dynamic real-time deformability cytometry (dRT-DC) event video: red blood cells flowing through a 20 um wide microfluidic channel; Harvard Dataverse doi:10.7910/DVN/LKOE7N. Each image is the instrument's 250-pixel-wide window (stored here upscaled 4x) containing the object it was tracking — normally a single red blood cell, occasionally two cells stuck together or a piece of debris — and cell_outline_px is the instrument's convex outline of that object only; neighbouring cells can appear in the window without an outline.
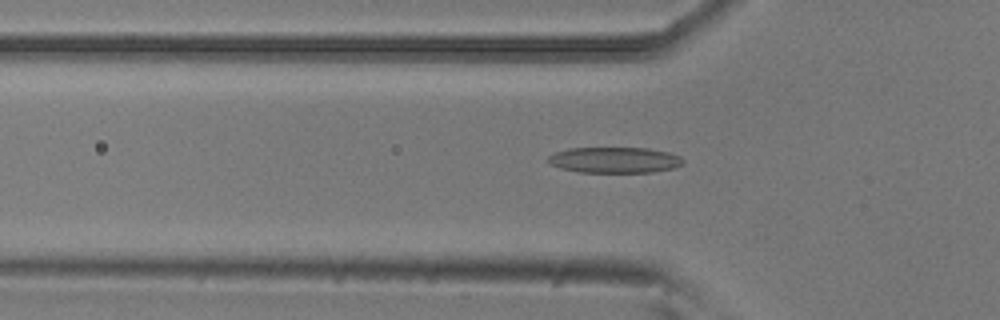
{"species": "common noctule bat (a hibernating species)", "species_latin": "Nyctalus noctula", "temperature_condition": "room temperature", "stored_images_in_passage": 53, "camera_frame_rate_fps": 3000, "um_per_image_px": 0.085, "animal": {"sex": "male", "body_mass_g": 20.5, "forearm_length_mm": 52.5}, "frame": {"image": 1, "passage_image": 17, "time_ms": 5.333, "image_size_px": [1000, 320], "cell_outline_px": [[684, 164], [672, 168], [652, 172], [580, 172], [560, 168], [552, 164], [548, 160], [548, 156], [556, 152], [568, 148], [648, 148], [668, 152], [680, 156], [684, 160]], "centroid_in_image_um": [52.26, 13.59], "position_along_channel_um": 73.5, "area_um2": 20.23}}
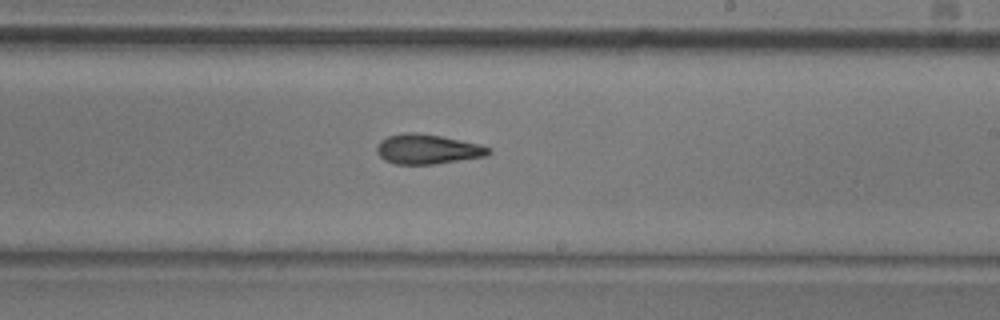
{"frame": {"image": 2, "passage_image": 31, "time_ms": 10.0, "image_size_px": [1000, 320], "cell_outline_px": [[492, 152], [488, 156], [432, 164], [396, 164], [384, 160], [376, 152], [376, 148], [380, 140], [388, 136], [404, 132], [416, 132], [440, 136], [480, 144], [492, 148]], "centroid_in_image_um": [36.35, 12.67], "position_along_channel_um": 252.7, "area_um2": 19.48}}
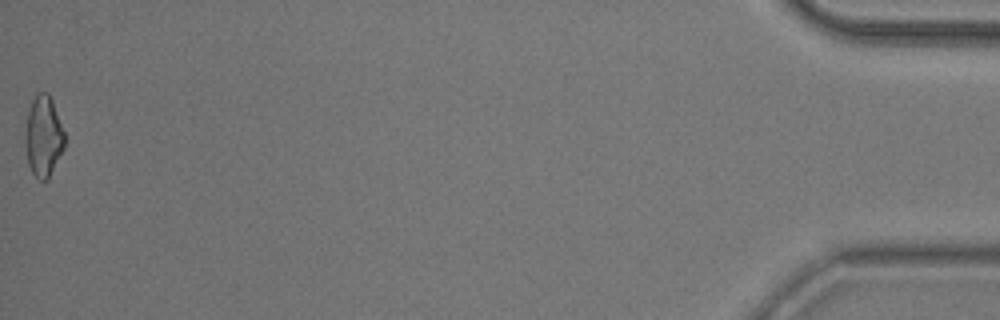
{"frame": {"image": 3, "passage_image": 53, "time_ms": 17.333, "image_size_px": [1000, 320], "cell_outline_px": [[64, 148], [48, 180], [40, 180], [32, 172], [28, 164], [24, 140], [24, 132], [28, 108], [36, 92], [48, 92], [52, 100], [64, 132]], "centroid_in_image_um": [3.66, 11.57], "position_along_channel_um": 431.5, "area_um2": 18.73}, "authors_computed_cell_mechanics": {"area_um2": 19.3052, "velocity_mm_per_s": 3.8174, "shape_relaxation_time_tau1_ms": null, "shape_relaxation_time_tau2_ms": 4.3764, "deformation_change_tau1": null, "deformation_change_tau2": 0.1434}}